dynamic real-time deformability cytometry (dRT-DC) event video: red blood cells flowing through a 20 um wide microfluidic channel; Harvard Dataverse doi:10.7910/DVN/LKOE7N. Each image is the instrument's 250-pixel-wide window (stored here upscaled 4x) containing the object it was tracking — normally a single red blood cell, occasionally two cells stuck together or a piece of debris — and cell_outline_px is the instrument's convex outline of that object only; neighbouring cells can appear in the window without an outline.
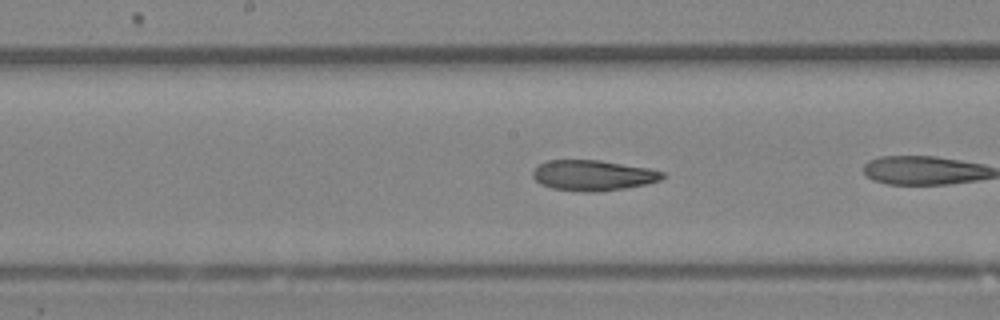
{"species": "Egyptian fruit bat (a non-hibernating species)", "species_latin": "Rousettus aegyptiacus", "temperature_condition": "room temperature", "stored_images_in_passage": 23, "camera_frame_rate_fps": 3000, "um_per_image_px": 0.085, "animal": {"sex": "female"}, "frame": {"image": 1, "passage_image": 10, "time_ms": 3.0, "image_size_px": [1000, 320], "cell_outline_px": [[664, 176], [660, 180], [644, 184], [624, 188], [596, 192], [592, 192], [552, 188], [540, 184], [532, 176], [532, 172], [540, 164], [548, 160], [600, 160], [648, 168], [664, 172]], "centroid_in_image_um": [50.39, 14.9], "position_along_channel_um": 197.8, "area_um2": 22.77}}